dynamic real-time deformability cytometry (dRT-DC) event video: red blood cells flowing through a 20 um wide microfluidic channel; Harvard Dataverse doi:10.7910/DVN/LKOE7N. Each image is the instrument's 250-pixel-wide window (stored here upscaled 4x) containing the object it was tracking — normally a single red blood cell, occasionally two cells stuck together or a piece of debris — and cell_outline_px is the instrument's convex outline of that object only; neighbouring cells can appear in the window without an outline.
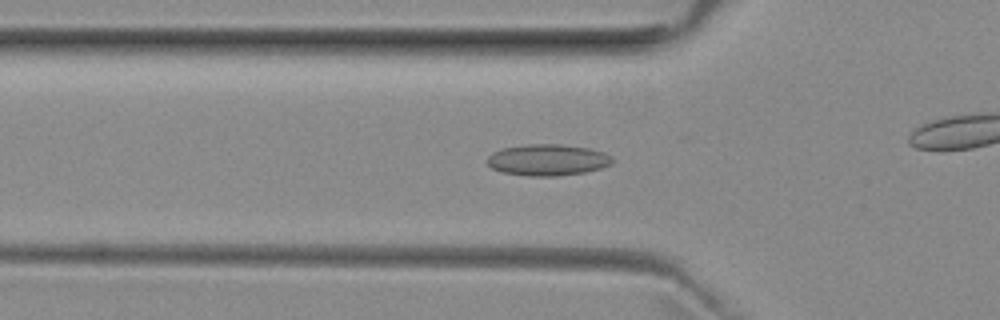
{"species": "common noctule bat (a hibernating species)", "species_latin": "Nyctalus noctula", "temperature_condition": "room temperature", "stored_images_in_passage": 38, "camera_frame_rate_fps": 3000, "um_per_image_px": 0.085, "animal": {"sex": "female", "body_mass_g": 29.2, "forearm_length_mm": 56.3}, "frame": {"image": 1, "passage_image": 13, "time_ms": 4.0, "image_size_px": [1000, 320], "cell_outline_px": [[612, 164], [600, 168], [584, 172], [556, 176], [528, 176], [500, 172], [492, 168], [488, 164], [488, 156], [492, 152], [500, 148], [528, 144], [560, 144], [588, 148], [604, 152], [612, 156]], "centroid_in_image_um": [46.52, 13.59], "position_along_channel_um": 79.3, "area_um2": 22.95}}
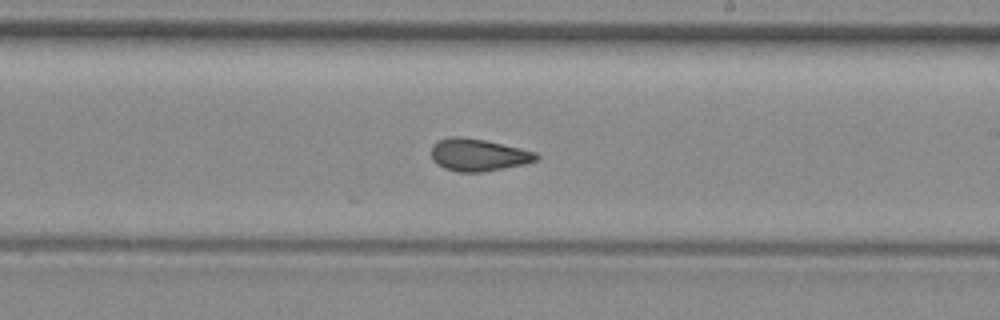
{"frame": {"image": 2, "passage_image": 26, "time_ms": 8.333, "image_size_px": [1000, 320], "cell_outline_px": [[540, 156], [536, 160], [524, 164], [484, 172], [456, 172], [444, 168], [436, 164], [432, 160], [432, 144], [436, 140], [452, 136], [460, 136], [484, 140], [520, 148], [536, 152]], "centroid_in_image_um": [40.61, 13.17], "position_along_channel_um": 248.4, "area_um2": 19.88}}
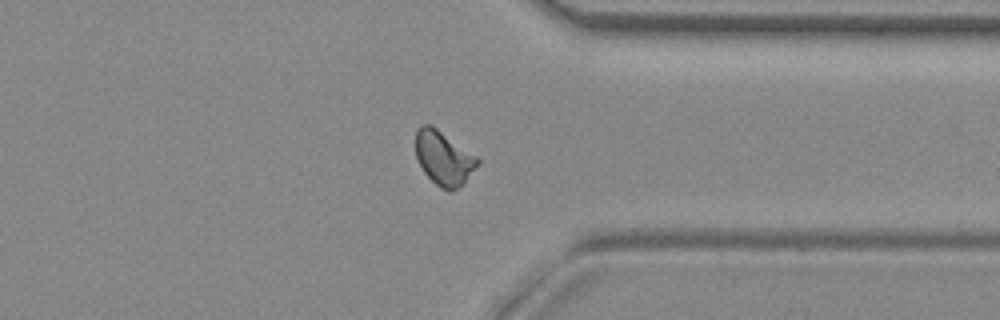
{"frame": {"image": 3, "passage_image": 36, "time_ms": 11.667, "image_size_px": [1000, 320], "cell_outline_px": [[480, 164], [452, 192], [448, 192], [440, 188], [424, 172], [416, 156], [416, 128], [420, 124], [432, 124], [476, 156], [480, 160]], "centroid_in_image_um": [37.69, 13.4], "position_along_channel_um": 373.7, "area_um2": 19.36}}